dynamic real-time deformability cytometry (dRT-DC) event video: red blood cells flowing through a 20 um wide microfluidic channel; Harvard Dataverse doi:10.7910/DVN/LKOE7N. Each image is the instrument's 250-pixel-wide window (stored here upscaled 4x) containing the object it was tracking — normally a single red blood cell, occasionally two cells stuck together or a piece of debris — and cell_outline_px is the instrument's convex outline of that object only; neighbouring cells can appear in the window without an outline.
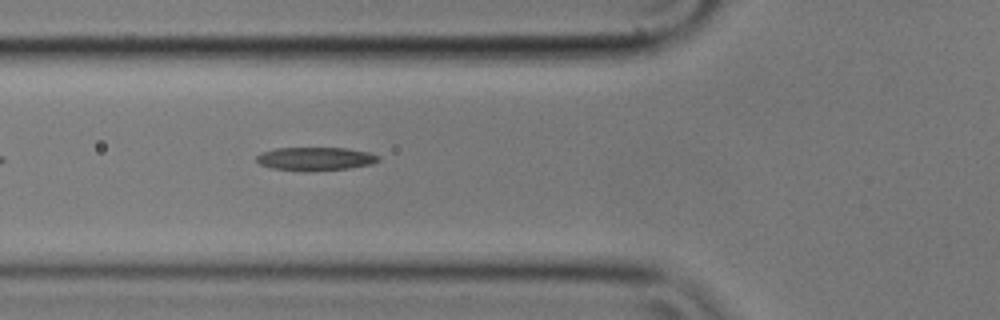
{"species": "common noctule bat (a hibernating species)", "species_latin": "Nyctalus noctula", "temperature_condition": "cold", "stored_images_in_passage": 34, "camera_frame_rate_fps": 3000, "um_per_image_px": 0.085, "animal": {"sex": "male", "body_mass_g": 17.9}, "frame": {"image": 1, "passage_image": 3, "time_ms": 0.667, "image_size_px": [1000, 320], "cell_outline_px": [[380, 160], [372, 164], [348, 168], [272, 168], [260, 164], [256, 160], [256, 156], [260, 152], [276, 148], [348, 148], [368, 152], [380, 156]], "centroid_in_image_um": [26.84, 13.44], "position_along_channel_um": 99.0, "area_um2": 15.66}}
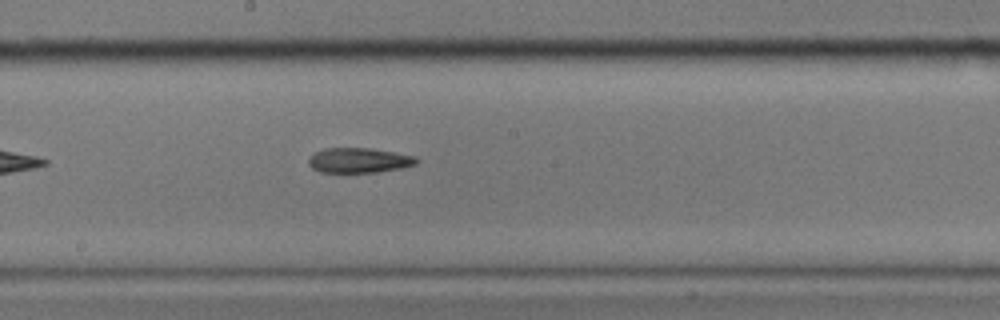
{"frame": {"image": 2, "passage_image": 13, "time_ms": 4.0, "image_size_px": [1000, 320], "cell_outline_px": [[420, 160], [416, 164], [404, 168], [376, 172], [320, 172], [312, 168], [308, 164], [308, 156], [324, 148], [372, 148], [396, 152], [416, 156]], "centroid_in_image_um": [30.54, 13.62], "position_along_channel_um": 217.7, "area_um2": 15.95}}
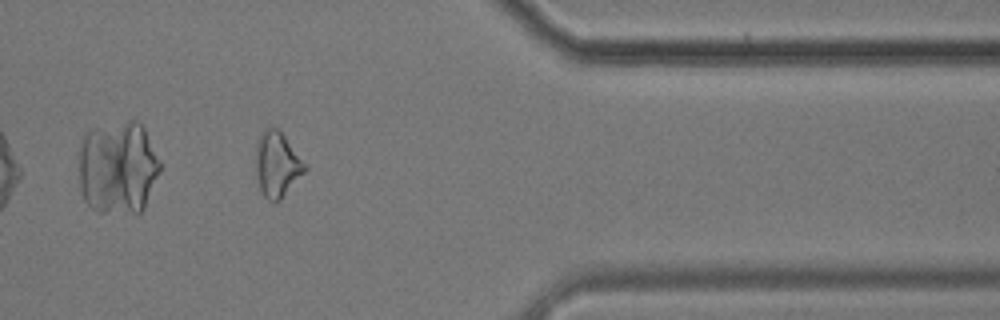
{"frame": {"image": 3, "passage_image": 29, "time_ms": 9.333, "image_size_px": [1000, 320], "cell_outline_px": [[308, 168], [280, 200], [268, 200], [264, 196], [260, 188], [256, 176], [256, 144], [264, 128], [276, 128], [284, 136], [308, 164]], "centroid_in_image_um": [23.57, 13.97], "position_along_channel_um": 387.8, "area_um2": 18.5}}